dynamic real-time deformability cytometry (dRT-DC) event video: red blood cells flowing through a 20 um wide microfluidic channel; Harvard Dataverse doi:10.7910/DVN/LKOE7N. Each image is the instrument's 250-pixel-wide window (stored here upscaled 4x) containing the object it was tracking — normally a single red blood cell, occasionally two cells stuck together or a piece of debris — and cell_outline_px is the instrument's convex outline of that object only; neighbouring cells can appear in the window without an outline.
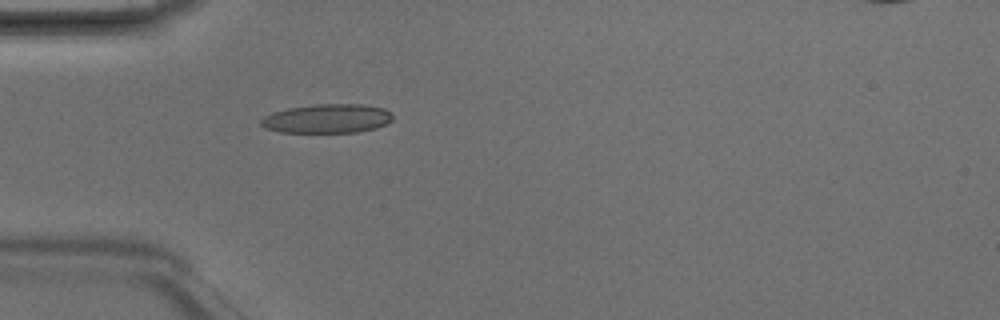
{"species": "Egyptian fruit bat (a non-hibernating species)", "species_latin": "Rousettus aegyptiacus", "temperature_condition": "room temperature", "stored_images_in_passage": 4, "camera_frame_rate_fps": 3000, "um_per_image_px": 0.085, "animal": {"sex": "male"}, "frame": {"image": 1, "passage_image": 4, "time_ms": 1.0, "image_size_px": [1000, 320], "cell_outline_px": [[392, 120], [388, 124], [376, 128], [356, 132], [280, 132], [264, 128], [260, 124], [260, 120], [264, 116], [272, 112], [288, 108], [316, 104], [364, 104], [384, 108], [392, 112]], "centroid_in_image_um": [27.83, 10.07], "position_along_channel_um": 57.2, "area_um2": 22.48}}